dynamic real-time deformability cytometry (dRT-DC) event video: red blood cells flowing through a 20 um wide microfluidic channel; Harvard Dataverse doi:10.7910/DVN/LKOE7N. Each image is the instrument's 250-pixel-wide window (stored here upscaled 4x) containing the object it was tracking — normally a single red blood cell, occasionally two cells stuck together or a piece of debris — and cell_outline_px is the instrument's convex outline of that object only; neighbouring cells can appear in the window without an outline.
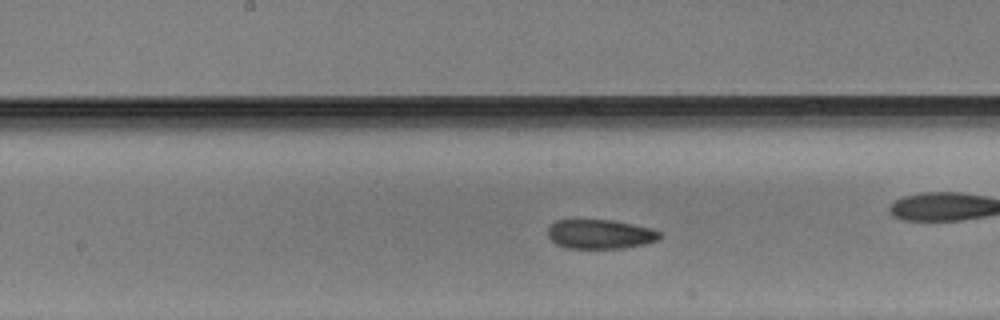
{"species": "Egyptian fruit bat (a non-hibernating species)", "species_latin": "Rousettus aegyptiacus", "temperature_condition": "warm", "stored_images_in_passage": 40, "camera_frame_rate_fps": 3000, "um_per_image_px": 0.085, "animal": {"sex": "male"}, "frame": {"image": 1, "passage_image": 23, "time_ms": 7.333, "image_size_px": [1000, 320], "cell_outline_px": [[664, 236], [660, 240], [644, 244], [624, 248], [568, 248], [556, 244], [548, 236], [548, 228], [556, 220], [612, 220], [632, 224], [664, 232]], "centroid_in_image_um": [51.07, 19.91], "position_along_channel_um": 197.1, "area_um2": 19.19}}
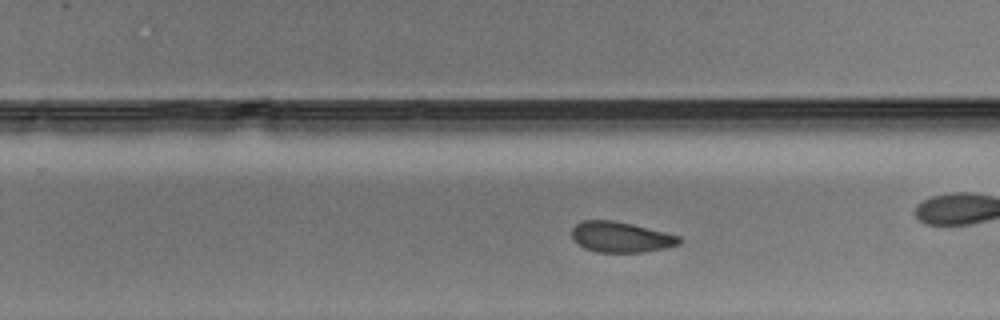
{"frame": {"image": 2, "passage_image": 29, "time_ms": 9.333, "image_size_px": [1000, 320], "cell_outline_px": [[680, 244], [664, 248], [644, 252], [596, 252], [584, 248], [572, 240], [572, 228], [580, 220], [612, 220], [632, 224], [680, 236]], "centroid_in_image_um": [52.72, 20.15], "position_along_channel_um": 277.1, "area_um2": 19.13}}